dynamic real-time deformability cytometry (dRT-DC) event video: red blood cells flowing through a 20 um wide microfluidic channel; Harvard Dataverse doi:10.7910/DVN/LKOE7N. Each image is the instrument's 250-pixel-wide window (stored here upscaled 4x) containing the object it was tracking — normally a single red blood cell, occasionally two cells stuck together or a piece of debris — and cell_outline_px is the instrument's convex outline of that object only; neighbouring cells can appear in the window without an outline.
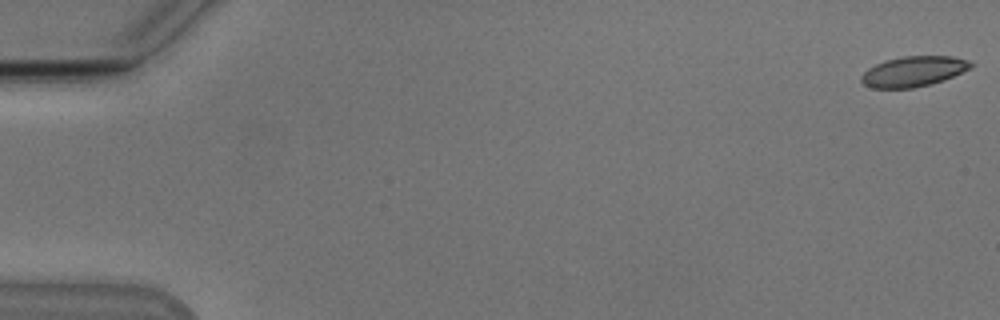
{"species": "Egyptian fruit bat (a non-hibernating species)", "species_latin": "Rousettus aegyptiacus", "temperature_condition": "cold", "stored_images_in_passage": 54, "camera_frame_rate_fps": 3000, "um_per_image_px": 0.085, "animal": {"sex": "male"}, "frame": {"image": 1, "passage_image": 1, "time_ms": 0.0, "image_size_px": [1000, 320], "cell_outline_px": [[972, 64], [968, 68], [944, 80], [912, 88], [872, 88], [864, 84], [860, 80], [860, 76], [868, 68], [884, 60], [904, 56], [952, 56], [968, 60]], "centroid_in_image_um": [77.58, 6.07], "position_along_channel_um": 7.4, "area_um2": 19.07}}
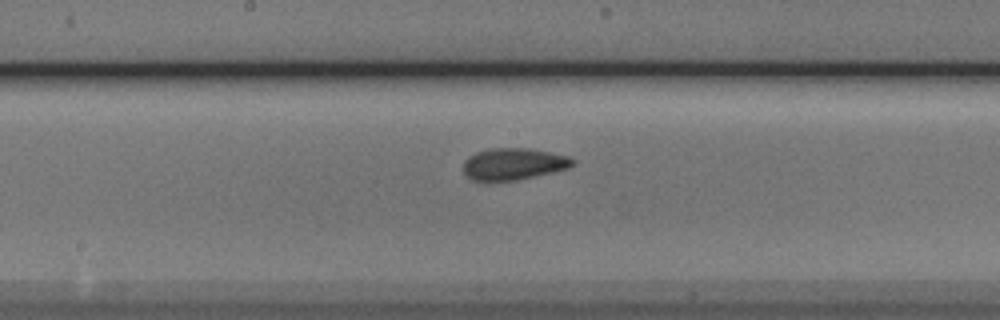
{"frame": {"image": 2, "passage_image": 29, "time_ms": 9.333, "image_size_px": [1000, 320], "cell_outline_px": [[576, 160], [568, 168], [552, 172], [516, 180], [472, 180], [464, 176], [464, 160], [468, 156], [476, 152], [492, 148], [532, 148], [568, 156]], "centroid_in_image_um": [43.63, 13.92], "position_along_channel_um": 204.6, "area_um2": 20.17}}
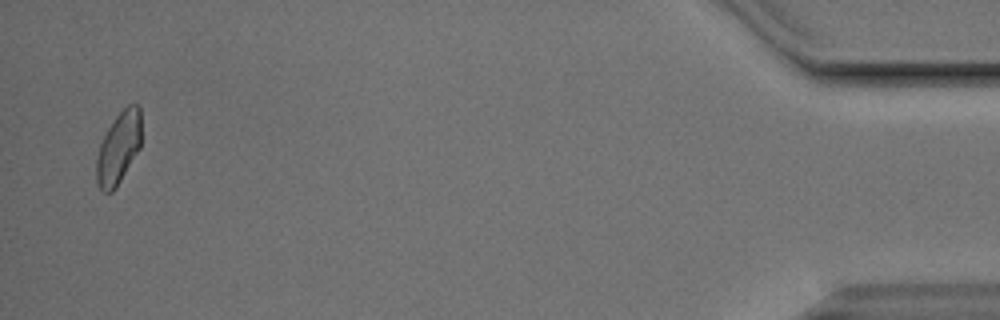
{"frame": {"image": 3, "passage_image": 53, "time_ms": 17.333, "image_size_px": [1000, 320], "cell_outline_px": [[140, 148], [116, 188], [112, 192], [104, 192], [96, 184], [96, 160], [100, 144], [108, 128], [116, 116], [128, 104], [140, 104]], "centroid_in_image_um": [10.07, 12.59], "position_along_channel_um": 425.1, "area_um2": 18.73}, "authors_computed_cell_mechanics": {"area_um2": 19.7965, "velocity_mm_per_s": 3.8157, "shape_relaxation_time_tau1_ms": 3.8028, "shape_relaxation_time_tau2_ms": 1.6359, "deformation_change_tau1": 0.0906, "deformation_change_tau2": 0.0767}}